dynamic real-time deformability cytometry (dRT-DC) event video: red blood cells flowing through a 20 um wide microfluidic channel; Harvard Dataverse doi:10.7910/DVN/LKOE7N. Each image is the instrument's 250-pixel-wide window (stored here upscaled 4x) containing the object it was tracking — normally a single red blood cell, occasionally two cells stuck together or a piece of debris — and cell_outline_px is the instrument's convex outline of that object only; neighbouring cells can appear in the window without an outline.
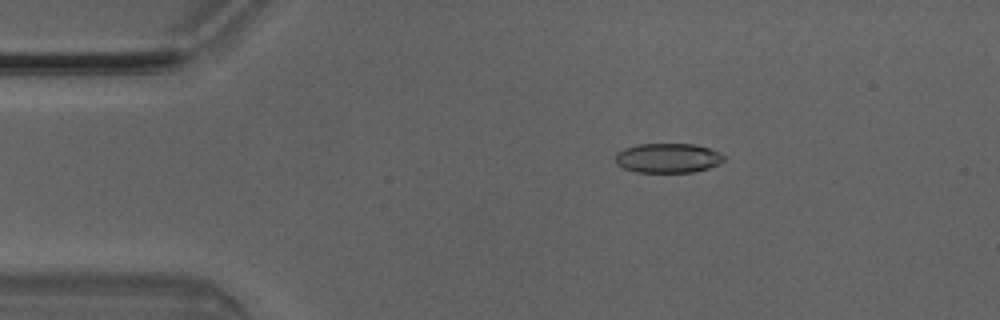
{"species": "Egyptian fruit bat (a non-hibernating species)", "species_latin": "Rousettus aegyptiacus", "temperature_condition": "room temperature", "stored_images_in_passage": 4, "camera_frame_rate_fps": 3000, "um_per_image_px": 0.085, "animal": {"sex": "male"}, "frame": {"image": 1, "passage_image": 3, "time_ms": 0.667, "image_size_px": [1000, 320], "cell_outline_px": [[724, 160], [720, 164], [708, 168], [692, 172], [636, 172], [624, 168], [616, 164], [616, 152], [624, 148], [636, 144], [692, 144], [708, 148], [720, 152], [724, 156]], "centroid_in_image_um": [56.76, 13.43], "position_along_channel_um": 28.2, "area_um2": 18.73}}